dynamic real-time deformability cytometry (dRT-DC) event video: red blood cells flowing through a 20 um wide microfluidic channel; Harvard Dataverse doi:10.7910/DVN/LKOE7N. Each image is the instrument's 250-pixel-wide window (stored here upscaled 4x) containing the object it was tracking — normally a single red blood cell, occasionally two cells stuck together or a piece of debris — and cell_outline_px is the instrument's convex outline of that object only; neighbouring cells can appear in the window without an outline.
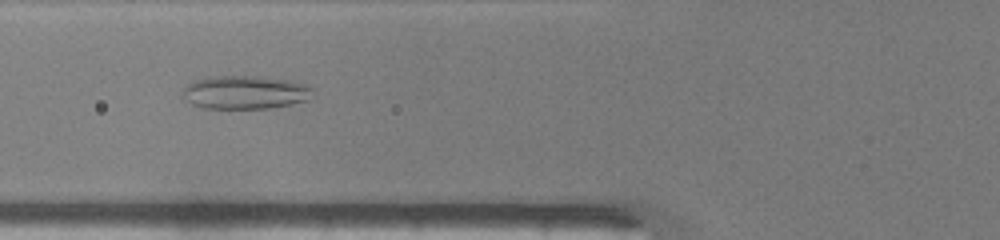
{"species": "common noctule bat (a hibernating species)", "species_latin": "Nyctalus noctula", "temperature_condition": "warm", "stored_images_in_passage": 34, "camera_frame_rate_fps": 3000, "um_per_image_px": 0.085, "animal": {"sex": "male", "body_mass_g": 19.0, "forearm_length_mm": 50.8}, "frame": {"image": 1, "passage_image": 5, "time_ms": 1.333, "image_size_px": [1000, 240], "cell_outline_px": [[312, 88], [308, 100], [292, 104], [268, 108], [204, 108], [192, 104], [180, 96], [184, 88], [188, 84], [196, 80], [212, 76], [260, 76], [292, 80], [308, 84]], "centroid_in_image_um": [20.83, 7.84], "position_along_channel_um": 105.0, "area_um2": 25.43}}
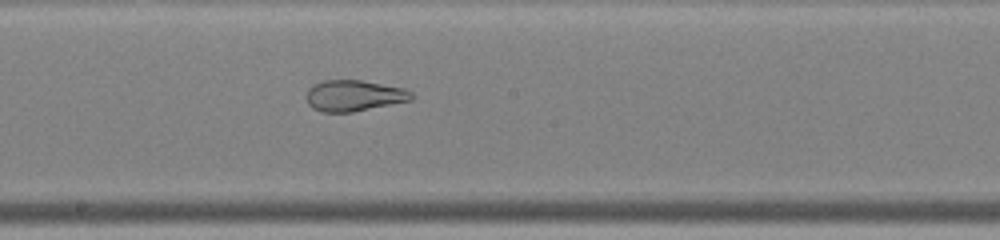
{"frame": {"image": 2, "passage_image": 13, "time_ms": 4.0, "image_size_px": [1000, 240], "cell_outline_px": [[416, 96], [412, 100], [352, 112], [320, 112], [312, 108], [308, 104], [308, 88], [312, 84], [324, 80], [360, 80], [404, 88], [412, 92]], "centroid_in_image_um": [30.1, 8.13], "position_along_channel_um": 218.1, "area_um2": 19.07}}
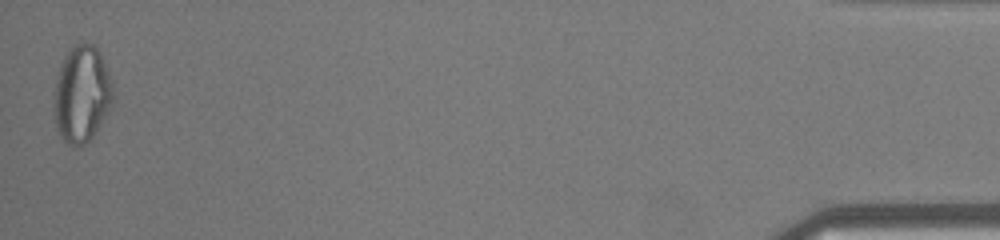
{"frame": {"image": 3, "passage_image": 34, "time_ms": 11.0, "image_size_px": [1000, 240], "cell_outline_px": [[116, 100], [92, 136], [84, 144], [68, 144], [60, 136], [56, 128], [56, 76], [60, 64], [68, 48], [76, 44], [92, 44], [96, 48], [108, 72], [112, 84]], "centroid_in_image_um": [6.98, 7.98], "position_along_channel_um": 428.2, "area_um2": 32.66}, "authors_computed_cell_mechanics": {"area_um2": 23.6691, "velocity_mm_per_s": 4.2463, "shape_relaxation_time_tau1_ms": null, "shape_relaxation_time_tau2_ms": 0.9799, "deformation_change_tau1": null, "deformation_change_tau2": 0.0781}}